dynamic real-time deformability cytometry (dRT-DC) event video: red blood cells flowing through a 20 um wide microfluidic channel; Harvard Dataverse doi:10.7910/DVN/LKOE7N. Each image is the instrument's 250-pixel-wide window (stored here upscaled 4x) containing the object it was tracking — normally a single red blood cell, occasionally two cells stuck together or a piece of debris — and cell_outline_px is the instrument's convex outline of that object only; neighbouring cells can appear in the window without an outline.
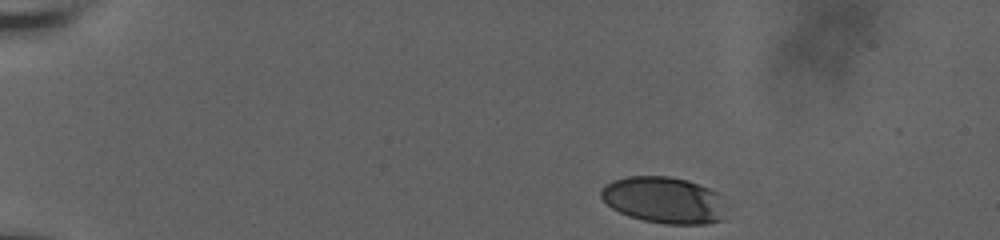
{"species": "human", "species_latin": "Homo sapiens", "temperature_condition": "room temperature", "stored_images_in_passage": 41, "camera_frame_rate_fps": 3000, "um_per_image_px": 0.085, "donor": {"sex": "male"}, "frame": {"image": 1, "passage_image": 1, "time_ms": 0.0, "image_size_px": [1000, 240], "cell_outline_px": [[724, 220], [708, 224], [664, 224], [644, 220], [628, 216], [612, 208], [600, 196], [600, 188], [604, 184], [612, 180], [628, 176], [668, 176], [688, 180], [700, 184], [724, 196]], "centroid_in_image_um": [56.45, 17.0], "position_along_channel_um": 28.5, "area_um2": 34.39}}
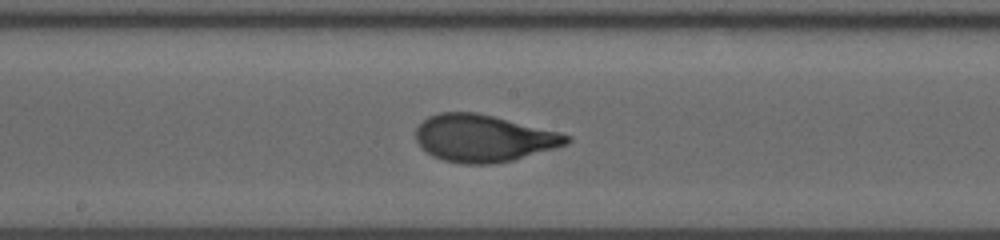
{"frame": {"image": 2, "passage_image": 24, "time_ms": 7.667, "image_size_px": [1000, 240], "cell_outline_px": [[572, 140], [568, 144], [556, 148], [512, 160], [492, 164], [460, 164], [444, 160], [432, 156], [420, 148], [416, 140], [416, 128], [428, 116], [440, 112], [476, 112], [560, 132], [572, 136]], "centroid_in_image_um": [41.09, 11.76], "position_along_channel_um": 207.1, "area_um2": 41.56}}
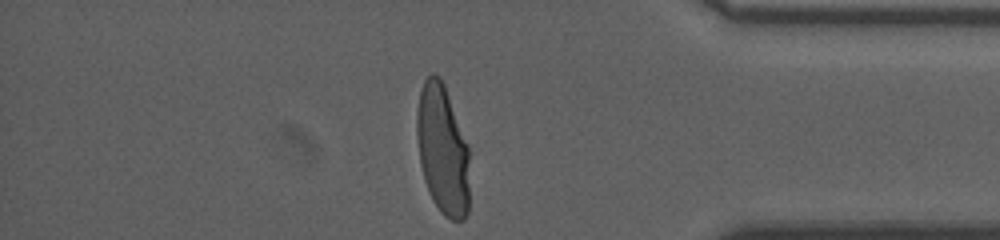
{"frame": {"image": 3, "passage_image": 41, "time_ms": 13.333, "image_size_px": [1000, 240], "cell_outline_px": [[468, 212], [464, 220], [452, 220], [444, 216], [440, 212], [432, 200], [428, 192], [424, 180], [420, 164], [416, 132], [416, 112], [420, 88], [424, 80], [432, 72], [440, 76], [444, 84], [468, 144]], "centroid_in_image_um": [37.6, 12.71], "position_along_channel_um": 397.6, "area_um2": 40.23}, "authors_computed_cell_mechanics": {"area_um2": 40.2866, "velocity_mm_per_s": 3.6978, "shape_relaxation_time_tau1_ms": 3.8906, "shape_relaxation_time_tau2_ms": null, "deformation_change_tau1": 0.2024, "deformation_change_tau2": null}}